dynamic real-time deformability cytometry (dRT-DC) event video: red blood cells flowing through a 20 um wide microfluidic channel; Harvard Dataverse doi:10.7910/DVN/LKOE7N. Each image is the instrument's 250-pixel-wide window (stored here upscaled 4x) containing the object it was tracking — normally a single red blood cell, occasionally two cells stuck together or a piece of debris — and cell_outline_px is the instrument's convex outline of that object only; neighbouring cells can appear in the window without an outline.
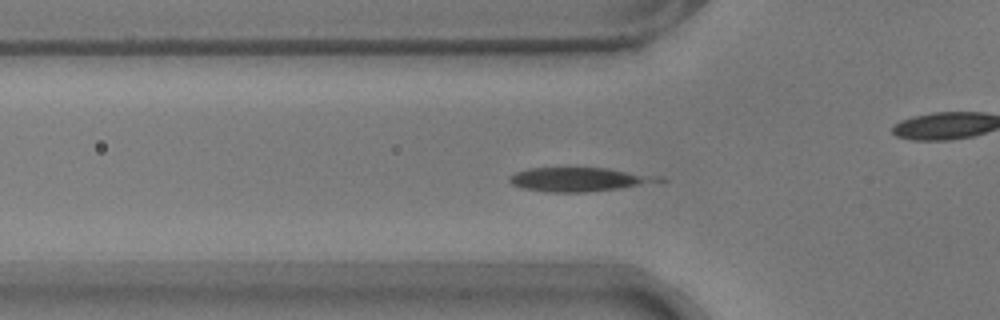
{"species": "common noctule bat (a hibernating species)", "species_latin": "Nyctalus noctula", "temperature_condition": "warm", "stored_images_in_passage": 41, "camera_frame_rate_fps": 3000, "um_per_image_px": 0.085, "animal": {"sex": "male", "body_mass_g": 17.9}, "frame": {"image": 1, "passage_image": 4, "time_ms": 1.0, "image_size_px": [1000, 320], "cell_outline_px": [[668, 180], [664, 184], [584, 192], [548, 192], [520, 188], [512, 184], [508, 180], [508, 176], [516, 172], [528, 168], [604, 168], [664, 176]], "centroid_in_image_um": [49.4, 15.26], "position_along_channel_um": 76.4, "area_um2": 21.56}}
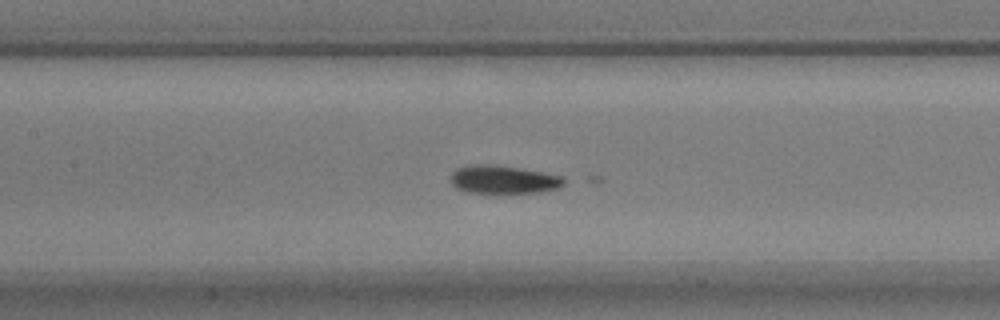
{"frame": {"image": 2, "passage_image": 11, "time_ms": 3.333, "image_size_px": [1000, 320], "cell_outline_px": [[564, 184], [560, 188], [540, 192], [464, 192], [456, 188], [448, 180], [452, 172], [456, 168], [476, 164], [488, 164], [516, 168], [564, 176]], "centroid_in_image_um": [42.75, 15.26], "position_along_channel_um": 164.7, "area_um2": 18.44}}
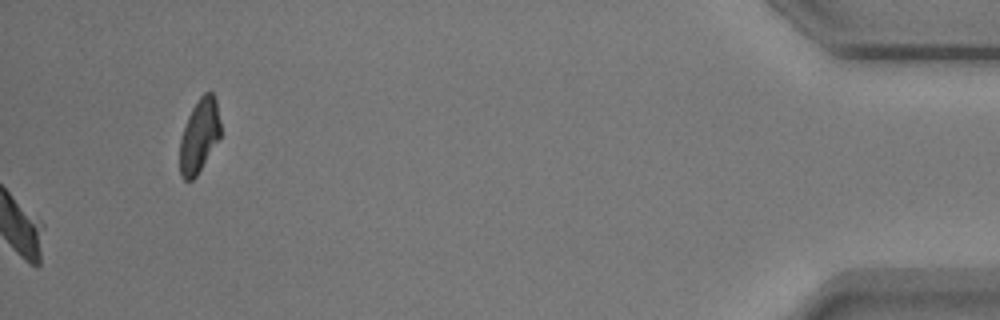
{"frame": {"image": 3, "passage_image": 41, "time_ms": 13.333, "image_size_px": [1000, 320], "cell_outline_px": [[220, 136], [196, 176], [192, 180], [184, 180], [180, 176], [180, 136], [188, 116], [192, 108], [200, 96], [204, 92], [212, 92], [216, 100], [220, 120]], "centroid_in_image_um": [16.92, 11.52], "position_along_channel_um": 418.3, "area_um2": 17.34}}